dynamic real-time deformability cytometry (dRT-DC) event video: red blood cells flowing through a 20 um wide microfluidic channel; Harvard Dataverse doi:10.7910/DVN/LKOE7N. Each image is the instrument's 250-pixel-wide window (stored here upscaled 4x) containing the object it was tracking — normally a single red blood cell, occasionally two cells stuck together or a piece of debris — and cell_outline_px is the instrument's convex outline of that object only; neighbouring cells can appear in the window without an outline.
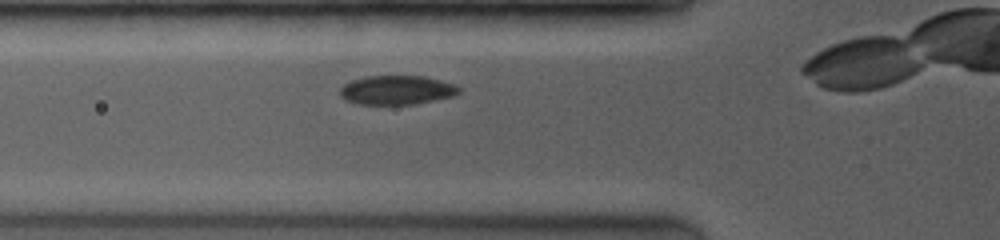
{"species": "common noctule bat (a hibernating species)", "species_latin": "Nyctalus noctula", "temperature_condition": "room temperature", "stored_images_in_passage": 8, "camera_frame_rate_fps": 3500, "um_per_image_px": 0.085, "animal": {"sex": "female", "body_mass_g": 19.0, "forearm_length_mm": 53.3}, "frame": {"image": 1, "passage_image": 4, "time_ms": 1.429, "image_size_px": [1000, 240], "cell_outline_px": [[460, 92], [452, 96], [412, 104], [356, 104], [344, 100], [340, 96], [340, 88], [344, 84], [352, 80], [364, 76], [424, 76], [440, 80], [452, 84], [460, 88]], "centroid_in_image_um": [33.66, 7.65], "position_along_channel_um": 92.1, "area_um2": 20.06}}
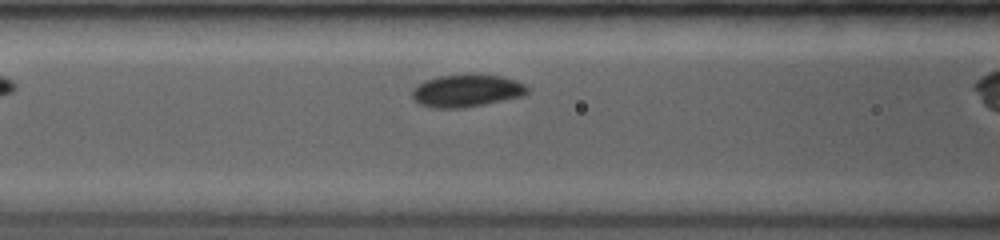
{"frame": {"image": 2, "passage_image": 6, "time_ms": 2.286, "image_size_px": [1000, 240], "cell_outline_px": [[528, 92], [524, 96], [464, 108], [432, 108], [420, 104], [412, 96], [412, 92], [424, 80], [440, 76], [472, 72], [476, 72], [504, 76], [516, 80], [524, 84], [528, 88]], "centroid_in_image_um": [39.72, 7.68], "position_along_channel_um": 126.9, "area_um2": 22.25}}